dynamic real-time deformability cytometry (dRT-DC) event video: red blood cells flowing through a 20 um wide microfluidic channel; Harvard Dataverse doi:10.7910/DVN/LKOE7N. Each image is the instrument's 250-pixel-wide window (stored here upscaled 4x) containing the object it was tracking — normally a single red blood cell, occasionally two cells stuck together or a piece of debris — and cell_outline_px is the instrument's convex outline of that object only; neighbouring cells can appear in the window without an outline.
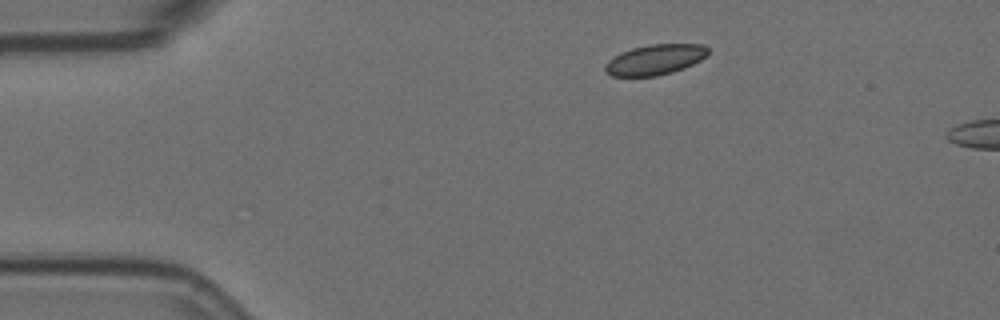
{"species": "Egyptian fruit bat (a non-hibernating species)", "species_latin": "Rousettus aegyptiacus", "temperature_condition": "room temperature", "stored_images_in_passage": 4, "camera_frame_rate_fps": 3000, "um_per_image_px": 0.085, "animal": {"sex": "female"}, "frame": {"image": 1, "passage_image": 1, "time_ms": 0.0, "image_size_px": [1000, 320], "cell_outline_px": [[708, 52], [700, 60], [684, 68], [672, 72], [656, 76], [612, 76], [604, 72], [604, 64], [608, 60], [620, 52], [632, 48], [648, 44], [704, 44], [708, 48]], "centroid_in_image_um": [55.63, 5.07], "position_along_channel_um": 29.4, "area_um2": 18.26}}
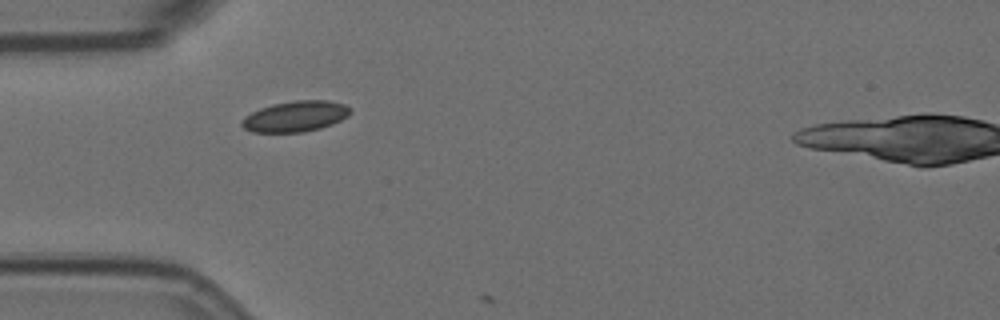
{"frame": {"image": 2, "passage_image": 3, "time_ms": 0.667, "image_size_px": [1000, 320], "cell_outline_px": [[352, 112], [348, 116], [332, 124], [320, 128], [304, 132], [252, 132], [244, 128], [240, 124], [240, 120], [244, 116], [260, 108], [272, 104], [296, 100], [328, 100], [344, 104], [352, 108]], "centroid_in_image_um": [25.11, 9.88], "position_along_channel_um": 59.9, "area_um2": 19.59}}